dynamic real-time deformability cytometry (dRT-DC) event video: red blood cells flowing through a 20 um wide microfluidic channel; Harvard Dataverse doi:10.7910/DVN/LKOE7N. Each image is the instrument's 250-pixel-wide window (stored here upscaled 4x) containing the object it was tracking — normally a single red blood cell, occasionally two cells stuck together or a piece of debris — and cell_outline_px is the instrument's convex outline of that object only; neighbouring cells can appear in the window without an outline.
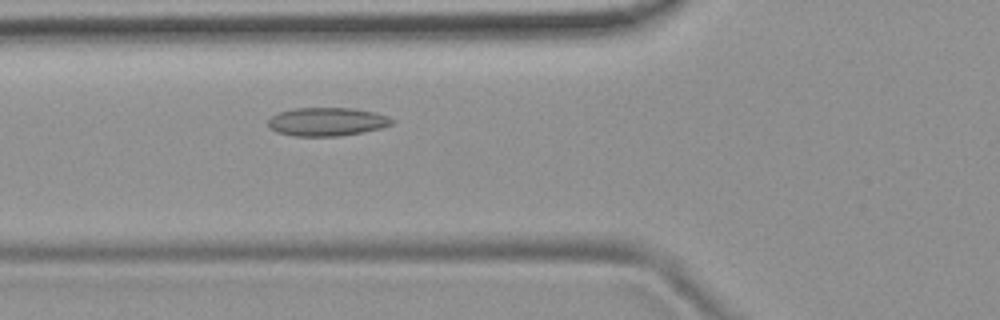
{"species": "common noctule bat (a hibernating species)", "species_latin": "Nyctalus noctula", "temperature_condition": "room temperature", "stored_images_in_passage": 48, "camera_frame_rate_fps": 3000, "um_per_image_px": 0.085, "animal": {"sex": "female", "body_mass_g": 19.9}, "frame": {"image": 1, "passage_image": 15, "time_ms": 4.667, "image_size_px": [1000, 320], "cell_outline_px": [[396, 120], [392, 124], [380, 128], [340, 136], [292, 136], [276, 132], [268, 128], [268, 120], [272, 116], [280, 112], [296, 108], [356, 108], [376, 112], [388, 116]], "centroid_in_image_um": [27.79, 10.34], "position_along_channel_um": 98.0, "area_um2": 20.63}}
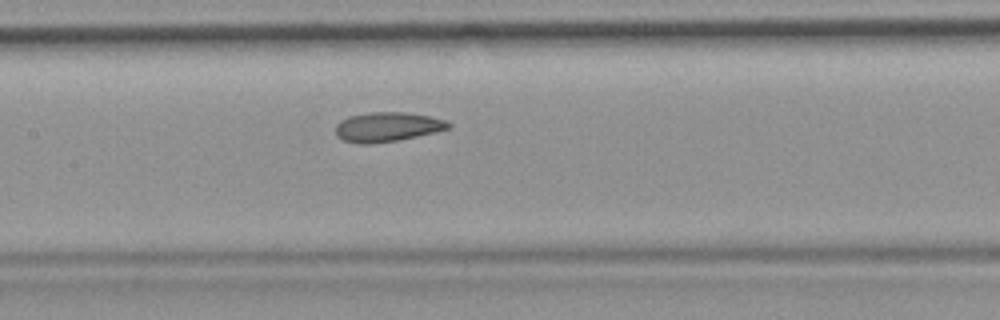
{"frame": {"image": 2, "passage_image": 21, "time_ms": 6.667, "image_size_px": [1000, 320], "cell_outline_px": [[452, 124], [448, 128], [436, 132], [396, 140], [368, 144], [360, 144], [344, 140], [336, 136], [336, 124], [340, 120], [348, 116], [372, 112], [408, 112], [428, 116], [444, 120]], "centroid_in_image_um": [32.89, 10.78], "position_along_channel_um": 174.5, "area_um2": 19.25}}
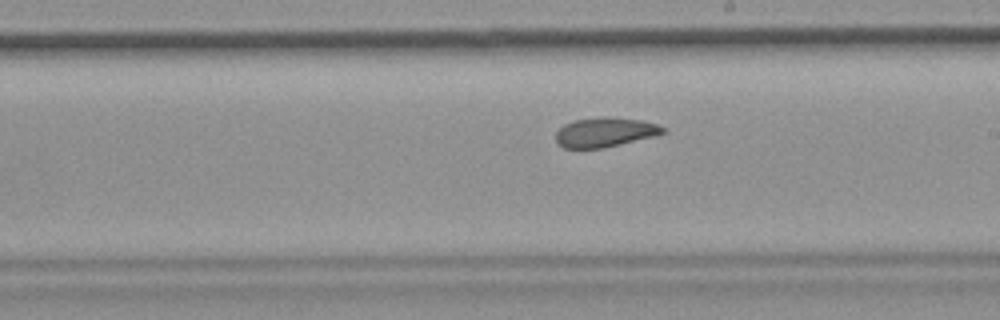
{"frame": {"image": 3, "passage_image": 26, "time_ms": 8.333, "image_size_px": [1000, 320], "cell_outline_px": [[664, 132], [656, 136], [604, 148], [564, 148], [556, 144], [556, 132], [564, 124], [572, 120], [608, 116], [640, 120], [656, 124], [664, 128]], "centroid_in_image_um": [51.39, 11.24], "position_along_channel_um": 237.6, "area_um2": 18.5}, "authors_computed_cell_mechanics": {"area_um2": 19.6809, "velocity_mm_per_s": 3.8111, "shape_relaxation_time_tau1_ms": 5.8041, "shape_relaxation_time_tau2_ms": 2.5964, "deformation_change_tau1": 0.1154, "deformation_change_tau2": 0.0753}}